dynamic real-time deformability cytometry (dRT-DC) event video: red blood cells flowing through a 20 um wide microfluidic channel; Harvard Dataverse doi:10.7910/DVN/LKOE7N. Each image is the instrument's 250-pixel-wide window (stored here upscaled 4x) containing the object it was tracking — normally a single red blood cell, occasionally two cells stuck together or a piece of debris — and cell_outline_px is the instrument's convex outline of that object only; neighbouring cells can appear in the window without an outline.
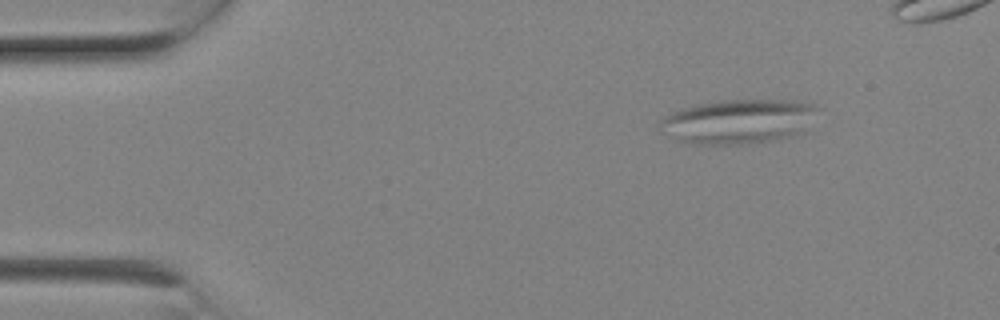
{"species": "Egyptian fruit bat (a non-hibernating species)", "species_latin": "Rousettus aegyptiacus", "temperature_condition": "room temperature", "stored_images_in_passage": 5, "camera_frame_rate_fps": 3000, "um_per_image_px": 0.085, "animal": {"sex": "female"}, "frame": {"image": 1, "passage_image": 1, "time_ms": 0.0, "image_size_px": [1000, 320], "cell_outline_px": [[820, 108], [804, 132], [788, 136], [768, 140], [744, 144], [688, 144], [680, 140], [656, 124], [664, 116], [672, 112], [696, 104], [720, 100], [788, 100], [812, 104]], "centroid_in_image_um": [62.78, 10.31], "position_along_channel_um": 22.2, "area_um2": 40.4}}